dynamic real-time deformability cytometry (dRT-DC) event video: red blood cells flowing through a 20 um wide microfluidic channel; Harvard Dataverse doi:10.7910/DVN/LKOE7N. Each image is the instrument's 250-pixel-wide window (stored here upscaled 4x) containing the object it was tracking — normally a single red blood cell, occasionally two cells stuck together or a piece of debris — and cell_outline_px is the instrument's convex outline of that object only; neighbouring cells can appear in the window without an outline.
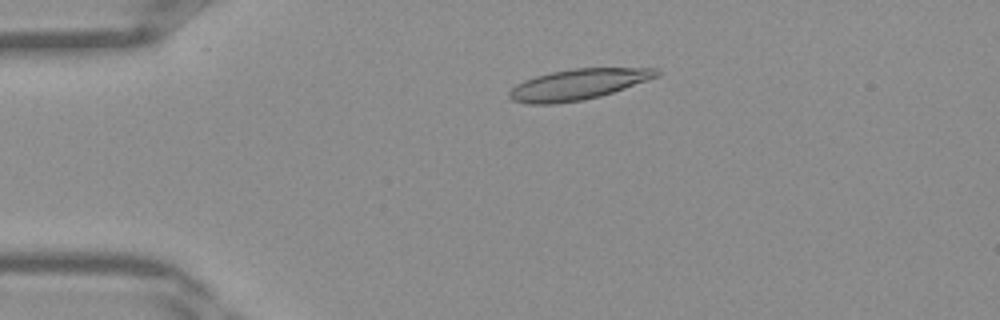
{"species": "Egyptian fruit bat (a non-hibernating species)", "species_latin": "Rousettus aegyptiacus", "temperature_condition": "warm", "stored_images_in_passage": 32, "camera_frame_rate_fps": 3000, "um_per_image_px": 0.085, "frame": {"image": 1, "passage_image": 1, "time_ms": 0.0, "image_size_px": [1000, 320], "cell_outline_px": [[660, 76], [600, 96], [584, 100], [552, 104], [528, 104], [512, 100], [508, 96], [508, 92], [516, 84], [524, 80], [536, 76], [552, 72], [572, 68], [660, 68]], "centroid_in_image_um": [49.13, 7.17], "position_along_channel_um": 35.9, "area_um2": 26.36}}
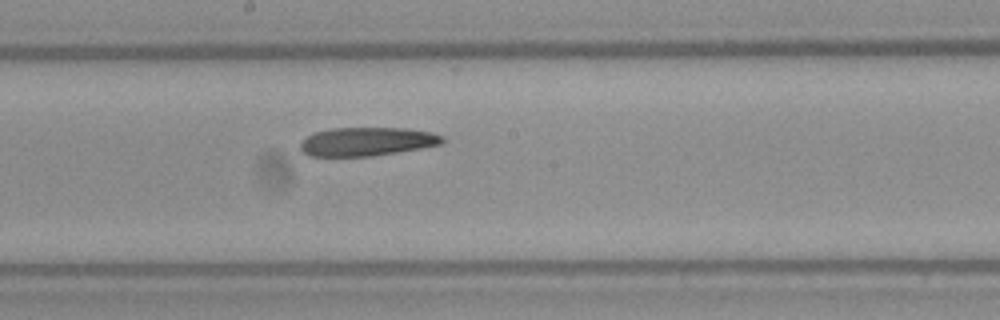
{"frame": {"image": 2, "passage_image": 14, "time_ms": 4.333, "image_size_px": [1000, 320], "cell_outline_px": [[444, 140], [440, 144], [420, 148], [372, 156], [308, 156], [300, 148], [300, 144], [308, 136], [316, 132], [332, 128], [408, 128], [432, 132], [444, 136]], "centroid_in_image_um": [31.21, 12.03], "position_along_channel_um": 217.0, "area_um2": 23.52}}
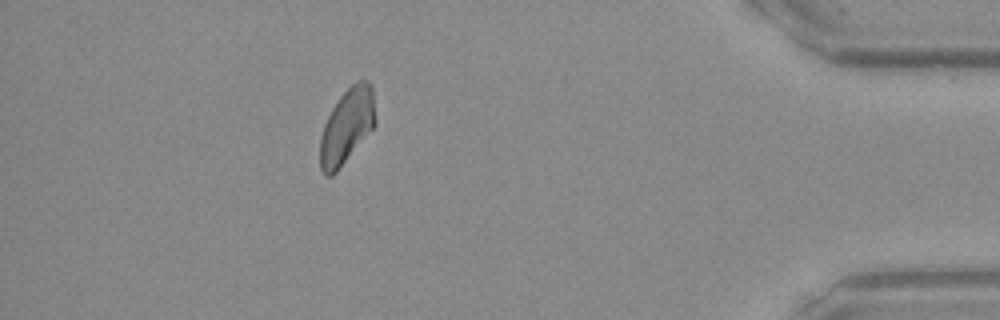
{"frame": {"image": 3, "passage_image": 28, "time_ms": 9.0, "image_size_px": [1000, 320], "cell_outline_px": [[376, 124], [336, 172], [332, 176], [324, 176], [320, 168], [320, 136], [324, 124], [332, 108], [340, 96], [356, 80], [368, 80], [372, 84], [376, 116]], "centroid_in_image_um": [29.49, 10.7], "position_along_channel_um": 405.7, "area_um2": 24.22}}